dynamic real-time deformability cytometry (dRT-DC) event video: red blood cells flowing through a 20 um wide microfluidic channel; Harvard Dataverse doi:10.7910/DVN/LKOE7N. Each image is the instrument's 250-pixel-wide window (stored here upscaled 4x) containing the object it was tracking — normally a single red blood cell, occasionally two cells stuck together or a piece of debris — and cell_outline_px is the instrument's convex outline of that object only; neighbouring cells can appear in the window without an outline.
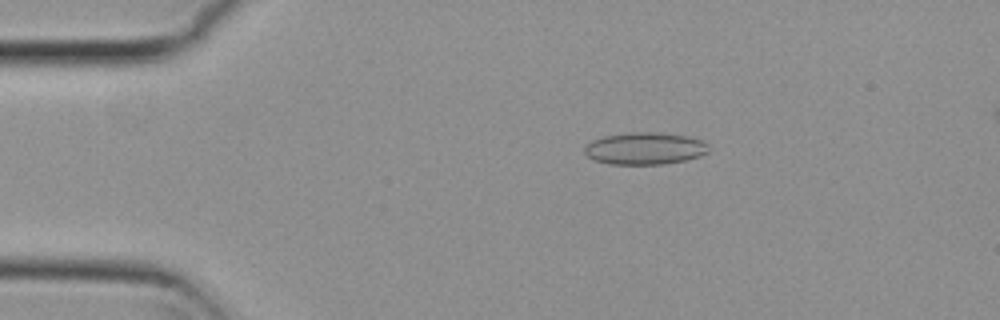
{"species": "common noctule bat (a hibernating species)", "species_latin": "Nyctalus noctula", "temperature_condition": "cold", "stored_images_in_passage": 6, "camera_frame_rate_fps": 3000, "um_per_image_px": 0.085, "animal": {"sex": "female", "body_mass_g": 29.2, "forearm_length_mm": 56.3}, "frame": {"image": 1, "passage_image": 3, "time_ms": 0.667, "image_size_px": [1000, 320], "cell_outline_px": [[708, 152], [700, 156], [684, 160], [664, 164], [608, 164], [596, 160], [588, 156], [584, 152], [584, 148], [592, 140], [604, 136], [628, 132], [656, 132], [688, 136], [704, 140], [708, 144]], "centroid_in_image_um": [54.84, 12.61], "position_along_channel_um": 30.2, "area_um2": 23.29}}
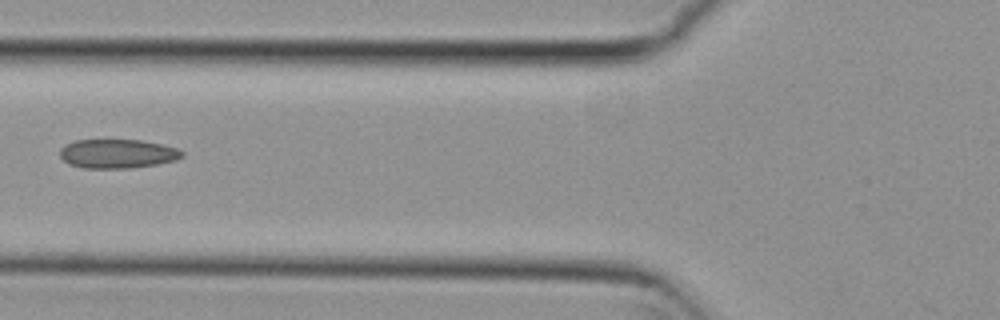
{"frame": {"image": 2, "passage_image": 6, "time_ms": 1.667, "image_size_px": [1000, 320], "cell_outline_px": [[184, 156], [176, 160], [156, 164], [128, 168], [84, 168], [68, 164], [60, 156], [60, 148], [64, 144], [76, 140], [140, 140], [160, 144], [176, 148], [184, 152]], "centroid_in_image_um": [9.96, 13.06], "position_along_channel_um": 115.8, "area_um2": 20.63}}